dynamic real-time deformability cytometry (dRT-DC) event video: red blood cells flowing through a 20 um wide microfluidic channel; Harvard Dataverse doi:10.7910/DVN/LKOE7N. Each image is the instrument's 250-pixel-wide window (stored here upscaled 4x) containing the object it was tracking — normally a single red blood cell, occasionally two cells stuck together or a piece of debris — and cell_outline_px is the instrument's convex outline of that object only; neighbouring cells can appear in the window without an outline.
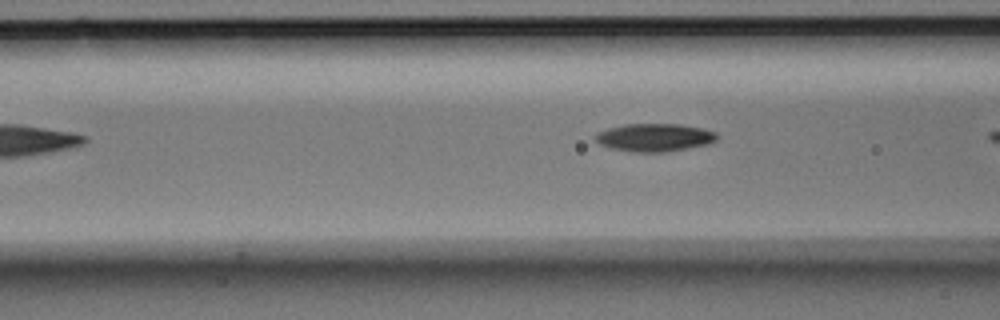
{"species": "Egyptian fruit bat (a non-hibernating species)", "species_latin": "Rousettus aegyptiacus", "temperature_condition": "room temperature", "stored_images_in_passage": 6, "segment_of_instrument_passage": [2, 2], "camera_frame_rate_fps": 3000, "um_per_image_px": 0.085, "animal": {"sex": "male"}, "frame": {"image": 1, "passage_image": 6, "time_ms": 1.667, "image_size_px": [1000, 320], "cell_outline_px": [[716, 140], [708, 144], [664, 152], [632, 152], [612, 148], [600, 144], [596, 140], [596, 132], [608, 128], [624, 124], [680, 124], [700, 128], [716, 132]], "centroid_in_image_um": [55.61, 11.68], "position_along_channel_um": 111.0, "area_um2": 19.59}}